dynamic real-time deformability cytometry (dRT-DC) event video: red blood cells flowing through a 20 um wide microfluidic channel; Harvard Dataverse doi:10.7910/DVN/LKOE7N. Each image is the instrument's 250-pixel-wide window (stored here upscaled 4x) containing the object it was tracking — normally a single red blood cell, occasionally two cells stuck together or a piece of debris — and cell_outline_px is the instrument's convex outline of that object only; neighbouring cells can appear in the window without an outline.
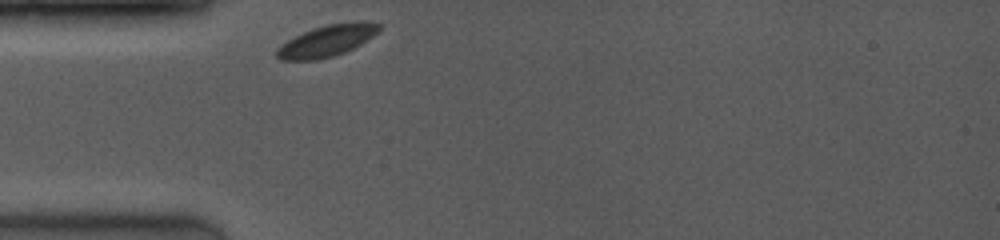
{"species": "common noctule bat (a hibernating species)", "species_latin": "Nyctalus noctula", "temperature_condition": "room temperature", "stored_images_in_passage": 23, "camera_frame_rate_fps": 4000, "um_per_image_px": 0.085, "animal": {"sex": "female", "body_mass_g": 19.0, "forearm_length_mm": 53.3}, "frame": {"image": 1, "passage_image": 1, "time_ms": 0.0, "image_size_px": [1000, 240], "cell_outline_px": [[380, 28], [372, 36], [360, 44], [344, 52], [332, 56], [312, 60], [280, 60], [276, 56], [276, 48], [288, 40], [312, 28], [328, 24], [380, 24]], "centroid_in_image_um": [27.66, 3.52], "position_along_channel_um": 57.3, "area_um2": 17.74}}
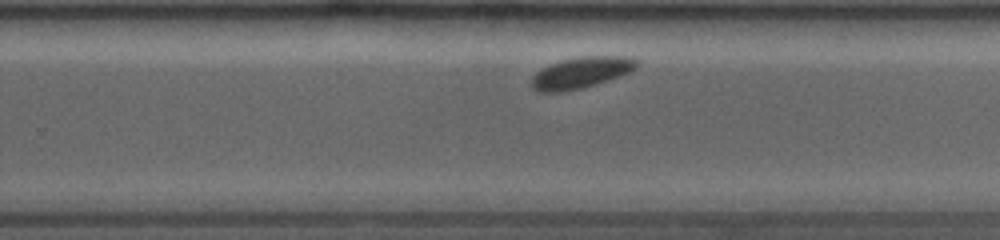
{"frame": {"image": 2, "passage_image": 15, "time_ms": 6.0, "image_size_px": [1000, 240], "cell_outline_px": [[640, 64], [636, 68], [628, 72], [596, 84], [584, 88], [564, 92], [540, 92], [532, 88], [532, 76], [536, 72], [560, 60], [580, 56], [624, 56], [636, 60]], "centroid_in_image_um": [49.37, 6.18], "position_along_channel_um": 280.4, "area_um2": 19.02}}
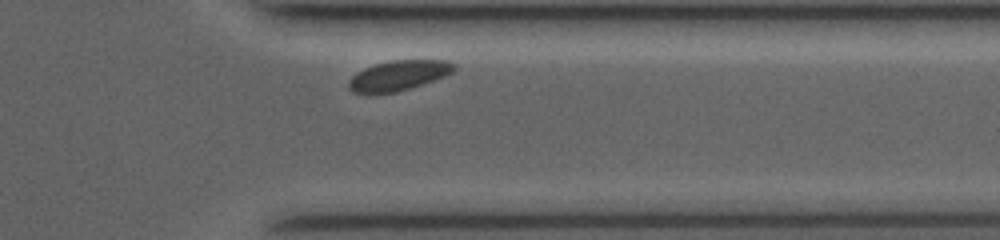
{"frame": {"image": 3, "passage_image": 21, "time_ms": 8.5, "image_size_px": [1000, 240], "cell_outline_px": [[456, 68], [452, 72], [432, 80], [396, 92], [352, 92], [348, 88], [348, 80], [356, 72], [364, 68], [376, 64], [392, 60], [448, 60], [456, 64]], "centroid_in_image_um": [33.86, 6.39], "position_along_channel_um": 377.5, "area_um2": 18.03}}